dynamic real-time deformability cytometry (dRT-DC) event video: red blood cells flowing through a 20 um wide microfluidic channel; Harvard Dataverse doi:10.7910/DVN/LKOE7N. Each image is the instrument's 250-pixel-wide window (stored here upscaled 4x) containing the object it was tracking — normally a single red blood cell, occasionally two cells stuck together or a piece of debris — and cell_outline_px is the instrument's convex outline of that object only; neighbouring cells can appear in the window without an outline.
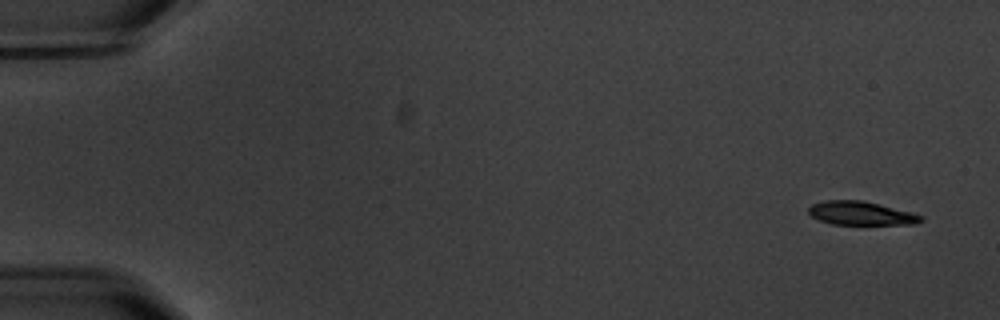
{"species": "common noctule bat (a hibernating species)", "species_latin": "Nyctalus noctula", "temperature_condition": "warm", "stored_images_in_passage": 6, "camera_frame_rate_fps": 3000, "um_per_image_px": 0.085, "animal": {"sex": "male", "body_mass_g": 20.1, "forearm_length_mm": 53.5}, "frame": {"image": 1, "passage_image": 1, "time_ms": 0.0, "image_size_px": [1000, 320], "cell_outline_px": [[924, 220], [912, 224], [832, 224], [820, 220], [812, 216], [808, 212], [808, 208], [812, 204], [824, 200], [864, 200], [912, 212], [924, 216]], "centroid_in_image_um": [73.19, 18.11], "position_along_channel_um": 11.8, "area_um2": 15.49}}
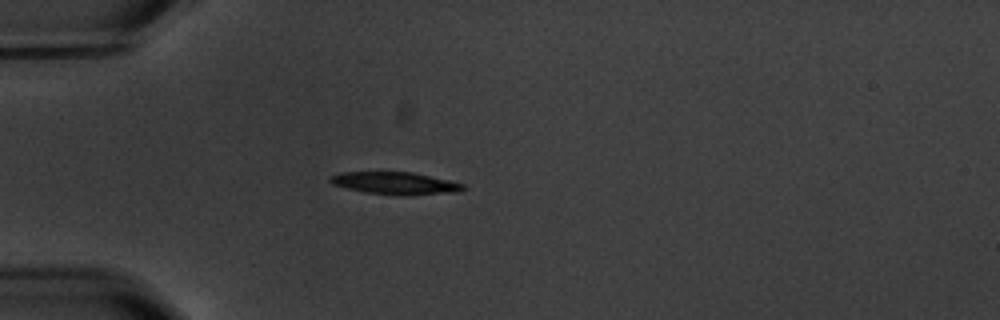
{"frame": {"image": 2, "passage_image": 5, "time_ms": 4.667, "image_size_px": [1000, 320], "cell_outline_px": [[464, 188], [460, 192], [404, 196], [364, 192], [332, 184], [328, 180], [328, 176], [340, 172], [412, 172], [448, 180], [464, 184]], "centroid_in_image_um": [33.57, 15.58], "position_along_channel_um": 51.4, "area_um2": 17.4}}